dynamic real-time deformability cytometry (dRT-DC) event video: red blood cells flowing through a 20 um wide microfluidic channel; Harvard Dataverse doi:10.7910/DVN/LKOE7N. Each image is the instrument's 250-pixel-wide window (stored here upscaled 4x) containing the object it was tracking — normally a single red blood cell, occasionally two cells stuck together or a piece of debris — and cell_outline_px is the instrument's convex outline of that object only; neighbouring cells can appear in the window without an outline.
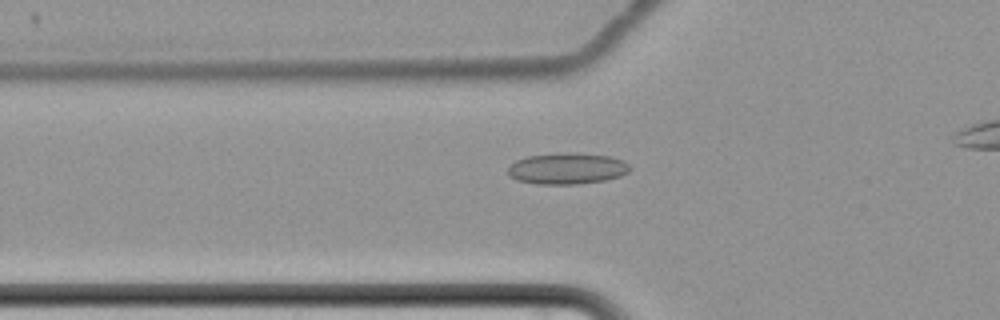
{"species": "common noctule bat (a hibernating species)", "species_latin": "Nyctalus noctula", "temperature_condition": "cold", "stored_images_in_passage": 48, "camera_frame_rate_fps": 3000, "um_per_image_px": 0.085, "animal": {"sex": "female", "body_mass_g": 22.7, "forearm_length_mm": 54.2}, "frame": {"image": 1, "passage_image": 16, "time_ms": 5.0, "image_size_px": [1000, 320], "cell_outline_px": [[632, 168], [628, 172], [620, 176], [608, 180], [576, 184], [536, 184], [516, 180], [508, 176], [508, 168], [516, 160], [528, 156], [572, 152], [576, 152], [608, 156], [624, 160]], "centroid_in_image_um": [48.22, 14.33], "position_along_channel_um": 77.6, "area_um2": 22.37}}
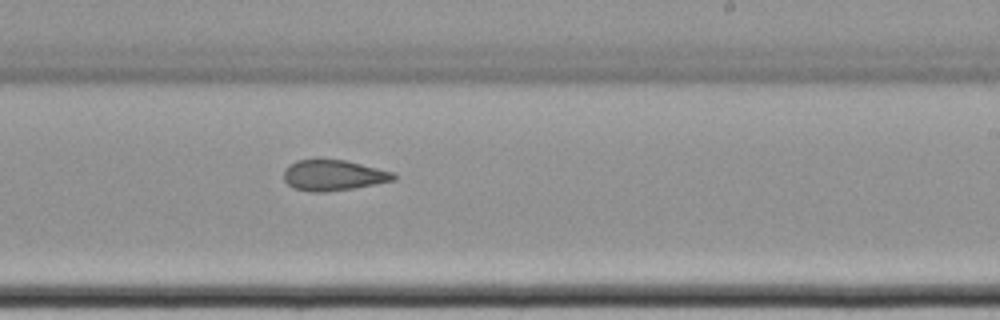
{"frame": {"image": 2, "passage_image": 32, "time_ms": 10.333, "image_size_px": [1000, 320], "cell_outline_px": [[396, 180], [352, 188], [328, 192], [308, 192], [292, 188], [284, 180], [284, 172], [288, 164], [296, 160], [344, 160], [396, 172]], "centroid_in_image_um": [28.33, 14.91], "position_along_channel_um": 260.7, "area_um2": 19.71}}
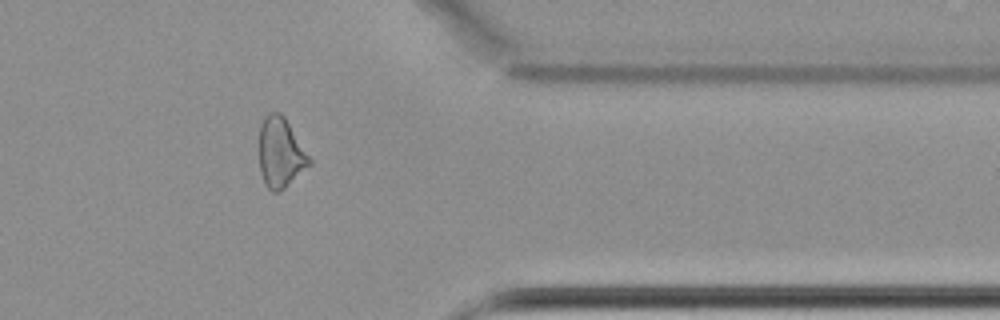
{"frame": {"image": 3, "passage_image": 44, "time_ms": 14.333, "image_size_px": [1000, 320], "cell_outline_px": [[312, 164], [284, 188], [276, 192], [272, 192], [264, 184], [260, 172], [260, 124], [264, 116], [268, 112], [280, 112], [284, 116], [312, 160]], "centroid_in_image_um": [23.84, 12.98], "position_along_channel_um": 387.6, "area_um2": 20.46}}